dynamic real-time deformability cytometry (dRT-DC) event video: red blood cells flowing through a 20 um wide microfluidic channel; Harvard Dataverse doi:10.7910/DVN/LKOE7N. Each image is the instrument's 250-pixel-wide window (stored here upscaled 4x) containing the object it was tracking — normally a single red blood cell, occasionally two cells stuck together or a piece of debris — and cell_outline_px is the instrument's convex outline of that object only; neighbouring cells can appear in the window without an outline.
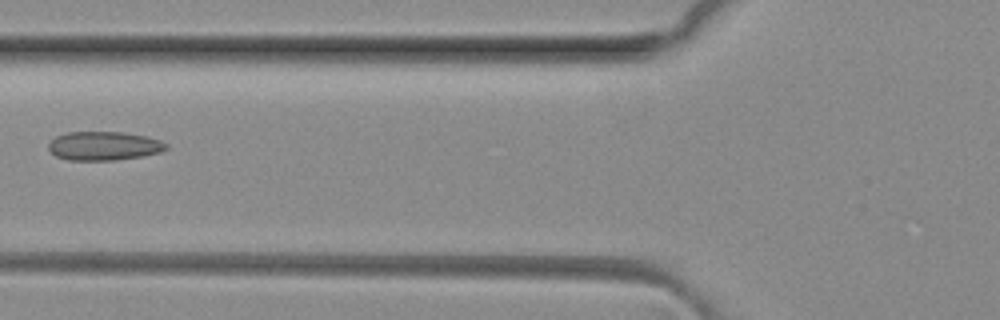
{"species": "common noctule bat (a hibernating species)", "species_latin": "Nyctalus noctula", "temperature_condition": "room temperature", "stored_images_in_passage": 2, "camera_frame_rate_fps": 3000, "um_per_image_px": 0.085, "animal": {"sex": "female", "body_mass_g": 29.2, "forearm_length_mm": 56.3}, "frame": {"image": 1, "passage_image": 2, "time_ms": 0.333, "image_size_px": [1000, 320], "cell_outline_px": [[168, 148], [160, 152], [144, 156], [116, 160], [68, 160], [56, 156], [48, 148], [48, 144], [56, 136], [68, 132], [124, 132], [144, 136], [160, 140], [168, 144]], "centroid_in_image_um": [8.85, 12.4], "position_along_channel_um": 117.0, "area_um2": 19.77}}